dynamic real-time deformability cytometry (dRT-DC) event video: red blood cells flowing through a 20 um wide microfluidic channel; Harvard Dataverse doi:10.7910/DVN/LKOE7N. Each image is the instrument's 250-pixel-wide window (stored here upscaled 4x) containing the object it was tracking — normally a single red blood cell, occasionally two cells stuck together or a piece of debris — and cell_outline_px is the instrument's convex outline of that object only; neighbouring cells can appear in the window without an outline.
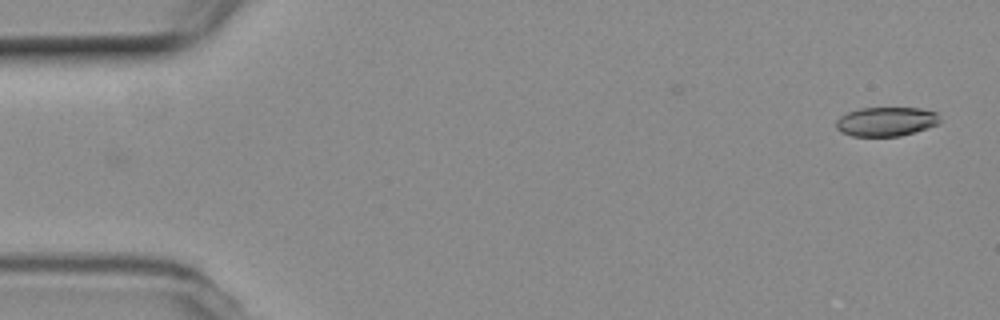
{"species": "common noctule bat (a hibernating species)", "species_latin": "Nyctalus noctula", "temperature_condition": "room temperature", "stored_images_in_passage": 10, "camera_frame_rate_fps": 3000, "um_per_image_px": 0.085, "animal": {"sex": "female", "body_mass_g": 19.3, "forearm_length_mm": 54.1}, "frame": {"image": 1, "passage_image": 2, "time_ms": 0.333, "image_size_px": [1000, 320], "cell_outline_px": [[940, 124], [900, 136], [852, 136], [840, 132], [836, 128], [836, 120], [840, 116], [848, 112], [860, 108], [920, 108], [936, 112], [940, 120]], "centroid_in_image_um": [75.31, 10.33], "position_along_channel_um": 9.7, "area_um2": 17.69}}